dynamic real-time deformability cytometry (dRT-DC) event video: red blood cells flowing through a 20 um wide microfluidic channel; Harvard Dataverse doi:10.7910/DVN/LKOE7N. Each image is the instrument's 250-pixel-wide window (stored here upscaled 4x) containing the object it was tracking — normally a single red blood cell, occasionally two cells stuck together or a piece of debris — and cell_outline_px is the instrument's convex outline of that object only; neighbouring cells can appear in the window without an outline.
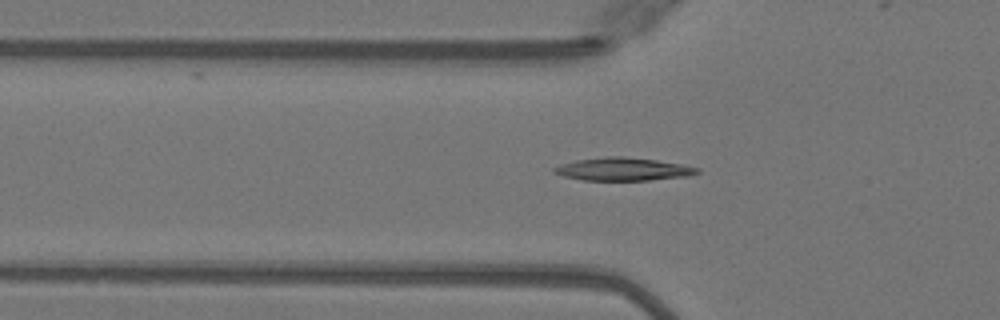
{"species": "Egyptian fruit bat (a non-hibernating species)", "species_latin": "Rousettus aegyptiacus", "temperature_condition": "warm", "stored_images_in_passage": 50, "camera_frame_rate_fps": 3000, "um_per_image_px": 0.085, "animal": {"sex": "female"}, "frame": {"image": 1, "passage_image": 17, "time_ms": 5.333, "image_size_px": [1000, 320], "cell_outline_px": [[700, 172], [688, 176], [648, 180], [584, 180], [564, 176], [552, 172], [552, 168], [576, 160], [608, 156], [624, 156], [656, 160], [680, 164], [700, 168]], "centroid_in_image_um": [52.97, 14.38], "position_along_channel_um": 72.8, "area_um2": 18.96}}
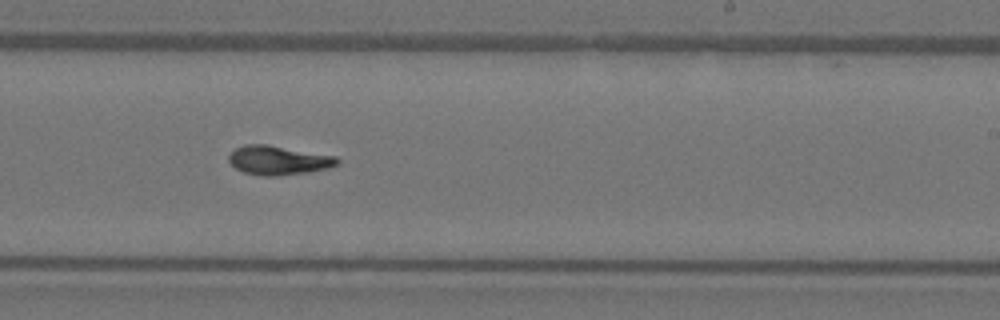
{"frame": {"image": 2, "passage_image": 31, "time_ms": 10.0, "image_size_px": [1000, 320], "cell_outline_px": [[340, 164], [328, 168], [308, 172], [276, 176], [264, 176], [244, 172], [236, 168], [228, 160], [228, 156], [236, 148], [244, 144], [268, 144], [336, 156], [340, 160]], "centroid_in_image_um": [23.69, 13.61], "position_along_channel_um": 265.3, "area_um2": 18.44}}
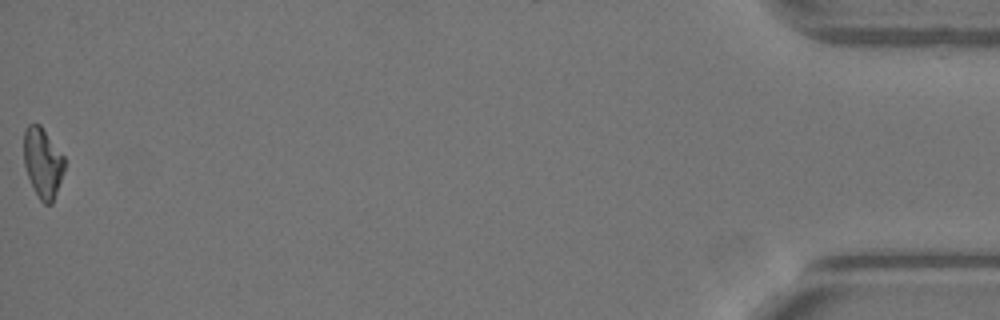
{"frame": {"image": 3, "passage_image": 50, "time_ms": 16.333, "image_size_px": [1000, 320], "cell_outline_px": [[64, 172], [52, 204], [44, 204], [40, 200], [28, 176], [24, 164], [24, 128], [28, 124], [40, 124], [64, 156]], "centroid_in_image_um": [3.63, 13.82], "position_along_channel_um": 431.6, "area_um2": 16.47}, "authors_computed_cell_mechanics": {"area_um2": 17.7446, "velocity_mm_per_s": 4.1161, "shape_relaxation_time_tau1_ms": 8.1022, "shape_relaxation_time_tau2_ms": 3.3503, "deformation_change_tau1": 0.2636, "deformation_change_tau2": 0.0869}}